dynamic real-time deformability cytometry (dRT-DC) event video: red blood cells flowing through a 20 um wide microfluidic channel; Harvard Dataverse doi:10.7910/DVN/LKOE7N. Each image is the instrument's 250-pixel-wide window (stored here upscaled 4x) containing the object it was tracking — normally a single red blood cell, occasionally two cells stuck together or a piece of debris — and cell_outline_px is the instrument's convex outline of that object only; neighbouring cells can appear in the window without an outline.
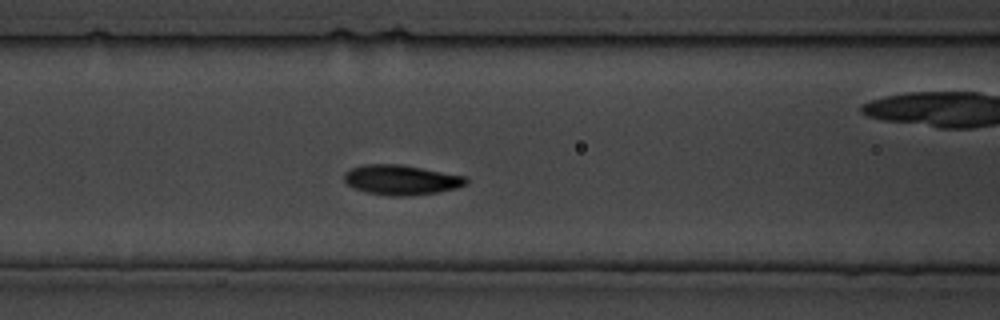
{"species": "common noctule bat (a hibernating species)", "species_latin": "Nyctalus noctula", "temperature_condition": "cold", "stored_images_in_passage": 31, "camera_frame_rate_fps": 3000, "um_per_image_px": 0.085, "animal": {"sex": "male", "body_mass_g": 19.5, "forearm_length_mm": 54.6}, "frame": {"image": 1, "passage_image": 10, "time_ms": 11.333, "image_size_px": [1000, 320], "cell_outline_px": [[468, 184], [456, 188], [436, 192], [404, 196], [392, 196], [368, 192], [356, 188], [348, 184], [344, 180], [344, 172], [352, 168], [364, 164], [400, 164], [468, 176]], "centroid_in_image_um": [34.14, 15.27], "position_along_channel_um": 132.5, "area_um2": 21.15}}
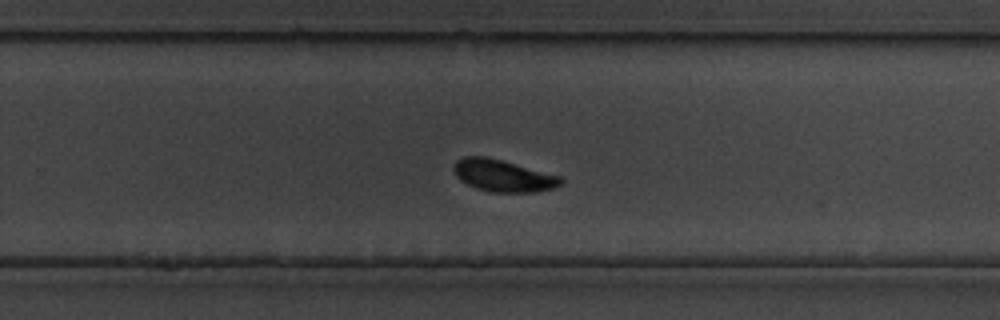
{"frame": {"image": 2, "passage_image": 18, "time_ms": 21.333, "image_size_px": [1000, 320], "cell_outline_px": [[564, 180], [556, 188], [536, 192], [492, 192], [476, 188], [460, 180], [456, 176], [452, 168], [456, 160], [464, 156], [484, 156], [564, 176]], "centroid_in_image_um": [42.79, 14.93], "position_along_channel_um": 287.0, "area_um2": 20.11}}
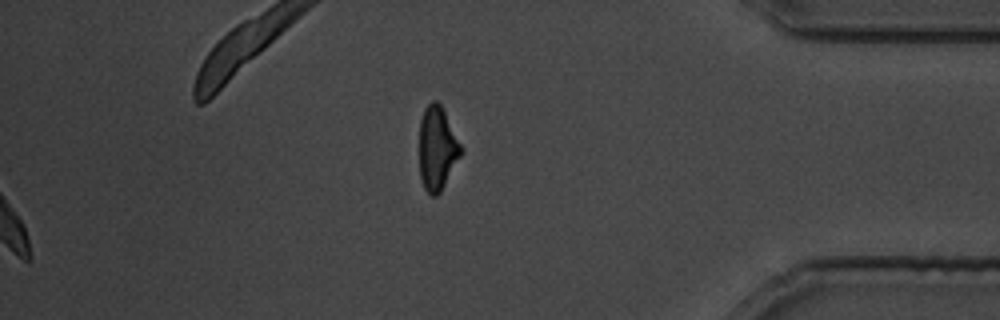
{"frame": {"image": 3, "passage_image": 31, "time_ms": 37.0, "image_size_px": [1000, 320], "cell_outline_px": [[464, 152], [440, 192], [436, 196], [432, 196], [424, 188], [420, 176], [420, 120], [424, 108], [432, 100], [436, 100], [440, 104], [464, 148]], "centroid_in_image_um": [37.19, 12.6], "position_along_channel_um": 398.0, "area_um2": 20.46}}